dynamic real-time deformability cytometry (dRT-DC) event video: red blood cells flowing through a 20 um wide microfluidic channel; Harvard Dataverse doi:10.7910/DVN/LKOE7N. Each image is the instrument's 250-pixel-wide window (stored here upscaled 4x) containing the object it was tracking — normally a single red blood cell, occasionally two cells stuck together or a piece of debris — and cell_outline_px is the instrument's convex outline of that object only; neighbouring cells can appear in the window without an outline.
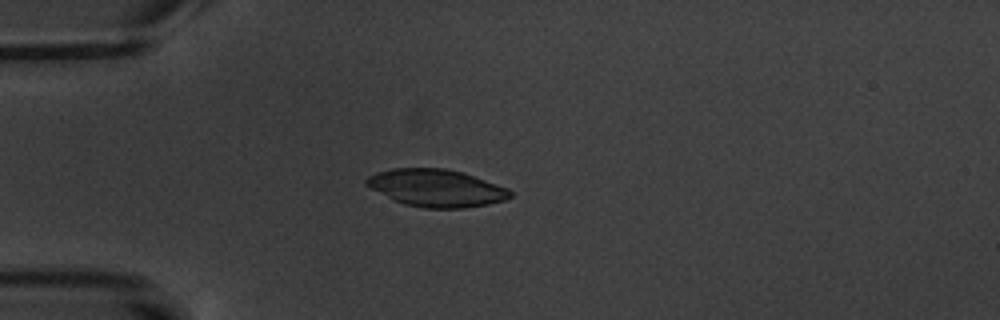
{"species": "common noctule bat (a hibernating species)", "species_latin": "Nyctalus noctula", "temperature_condition": "warm", "stored_images_in_passage": 2, "camera_frame_rate_fps": 3000, "um_per_image_px": 0.085, "animal": {"sex": "male", "body_mass_g": 20.1, "forearm_length_mm": 53.5}, "frame": {"image": 1, "passage_image": 1, "time_ms": 0.0, "image_size_px": [1000, 320], "cell_outline_px": [[512, 196], [504, 200], [488, 204], [464, 208], [424, 208], [404, 204], [364, 184], [364, 180], [368, 176], [376, 172], [392, 168], [444, 168], [464, 172], [508, 188], [512, 192]], "centroid_in_image_um": [37.1, 15.97], "position_along_channel_um": 47.9, "area_um2": 31.21}}